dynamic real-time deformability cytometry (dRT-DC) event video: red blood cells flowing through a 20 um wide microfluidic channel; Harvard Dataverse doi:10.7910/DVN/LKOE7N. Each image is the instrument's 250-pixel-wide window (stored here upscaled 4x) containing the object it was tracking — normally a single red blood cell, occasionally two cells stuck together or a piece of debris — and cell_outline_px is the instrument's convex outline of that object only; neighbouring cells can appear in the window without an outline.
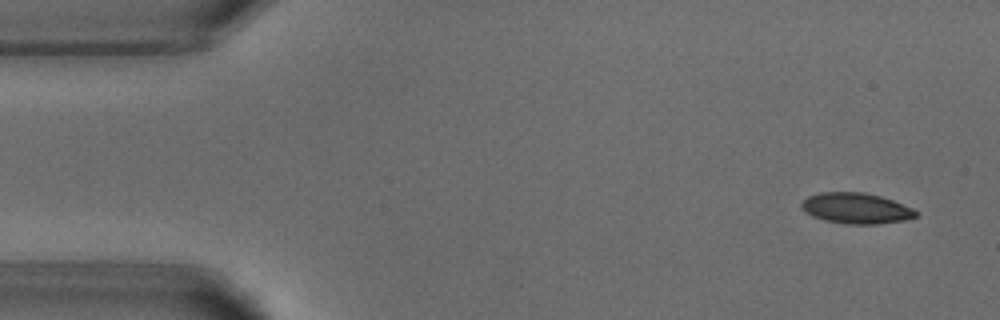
{"species": "common noctule bat (a hibernating species)", "species_latin": "Nyctalus noctula", "temperature_condition": "warm", "stored_images_in_passage": 4, "camera_frame_rate_fps": 3000, "um_per_image_px": 0.085, "animal": {"sex": "male", "body_mass_g": 18.8}, "frame": {"image": 1, "passage_image": 1, "time_ms": 0.0, "image_size_px": [1000, 320], "cell_outline_px": [[920, 212], [916, 216], [908, 220], [876, 224], [844, 224], [824, 220], [812, 216], [804, 212], [800, 208], [800, 204], [808, 196], [820, 192], [864, 192], [880, 196], [892, 200], [912, 208]], "centroid_in_image_um": [72.76, 17.71], "position_along_channel_um": 12.2, "area_um2": 20.69}}